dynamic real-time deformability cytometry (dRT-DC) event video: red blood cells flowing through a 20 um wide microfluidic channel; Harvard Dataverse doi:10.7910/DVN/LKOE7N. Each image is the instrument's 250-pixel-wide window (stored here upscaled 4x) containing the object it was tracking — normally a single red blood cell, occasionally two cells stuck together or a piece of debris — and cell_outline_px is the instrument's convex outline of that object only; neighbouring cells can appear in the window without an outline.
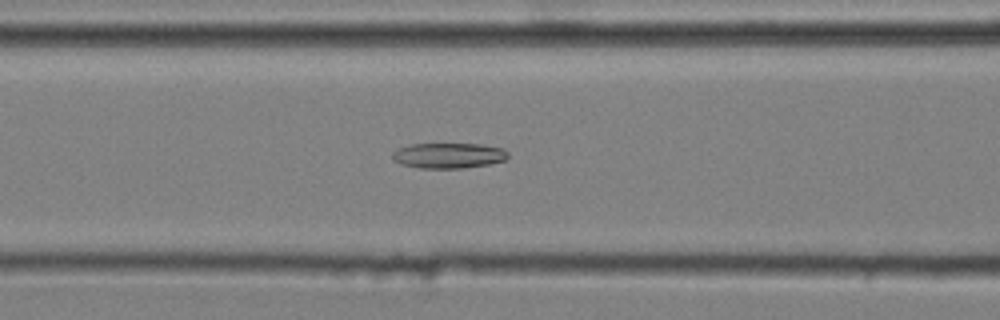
{"species": "common noctule bat (a hibernating species)", "species_latin": "Nyctalus noctula", "temperature_condition": "cold", "stored_images_in_passage": 46, "camera_frame_rate_fps": 3000, "um_per_image_px": 0.085, "animal": {"sex": "male", "body_mass_g": 20.4}, "frame": {"image": 1, "passage_image": 15, "time_ms": 4.667, "image_size_px": [1000, 320], "cell_outline_px": [[508, 156], [504, 160], [488, 164], [464, 168], [420, 168], [400, 164], [392, 160], [392, 152], [400, 148], [412, 144], [480, 144], [504, 148], [508, 152]], "centroid_in_image_um": [38.12, 13.22], "position_along_channel_um": 128.5, "area_um2": 17.11}}
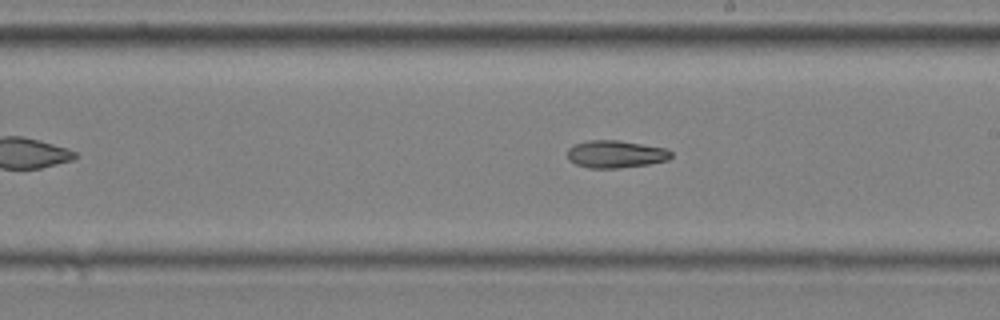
{"frame": {"image": 2, "passage_image": 24, "time_ms": 7.667, "image_size_px": [1000, 320], "cell_outline_px": [[672, 156], [668, 160], [648, 164], [620, 168], [588, 168], [576, 164], [568, 160], [568, 148], [572, 144], [588, 140], [616, 140], [668, 148], [672, 152]], "centroid_in_image_um": [52.32, 13.1], "position_along_channel_um": 236.7, "area_um2": 16.76}}
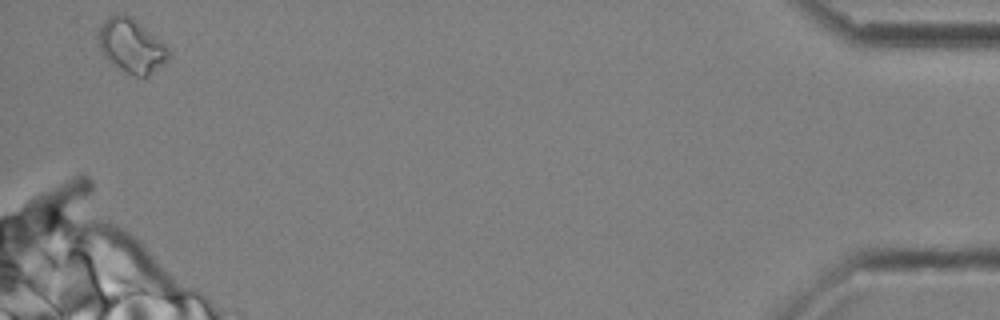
{"frame": {"image": 3, "passage_image": 45, "time_ms": 14.667, "image_size_px": [1000, 320], "cell_outline_px": [[172, 56], [164, 64], [148, 76], [136, 76], [124, 72], [108, 60], [100, 52], [100, 28], [104, 20], [108, 16], [132, 16], [160, 40], [164, 44]], "centroid_in_image_um": [11.2, 3.93], "position_along_channel_um": 424.0, "area_um2": 21.68}}